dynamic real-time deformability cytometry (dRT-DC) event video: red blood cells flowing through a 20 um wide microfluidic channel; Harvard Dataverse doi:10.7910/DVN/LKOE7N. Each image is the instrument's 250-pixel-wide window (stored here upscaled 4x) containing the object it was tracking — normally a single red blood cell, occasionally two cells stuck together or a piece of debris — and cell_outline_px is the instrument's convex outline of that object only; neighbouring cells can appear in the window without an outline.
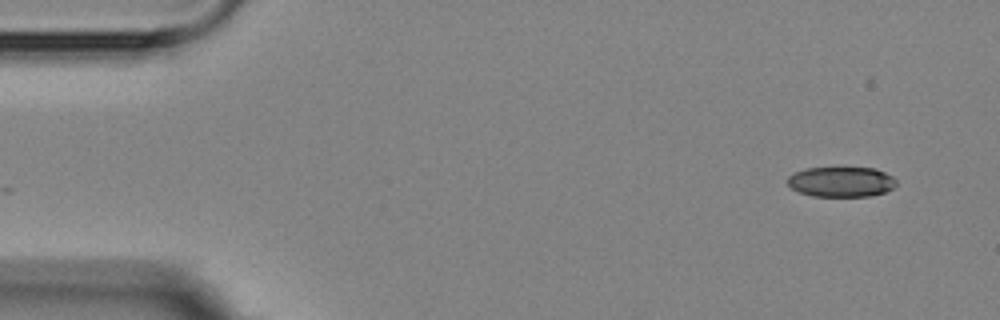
{"species": "Egyptian fruit bat (a non-hibernating species)", "species_latin": "Rousettus aegyptiacus", "temperature_condition": "room temperature", "stored_images_in_passage": 3, "camera_frame_rate_fps": 3000, "um_per_image_px": 0.085, "animal": {"sex": "female"}, "frame": {"image": 1, "passage_image": 3, "time_ms": 2.333, "image_size_px": [1000, 320], "cell_outline_px": [[896, 184], [892, 188], [884, 192], [872, 196], [812, 196], [800, 192], [792, 188], [788, 184], [788, 176], [804, 168], [876, 168], [892, 176], [896, 180]], "centroid_in_image_um": [71.51, 15.45], "position_along_channel_um": 13.5, "area_um2": 19.02}}